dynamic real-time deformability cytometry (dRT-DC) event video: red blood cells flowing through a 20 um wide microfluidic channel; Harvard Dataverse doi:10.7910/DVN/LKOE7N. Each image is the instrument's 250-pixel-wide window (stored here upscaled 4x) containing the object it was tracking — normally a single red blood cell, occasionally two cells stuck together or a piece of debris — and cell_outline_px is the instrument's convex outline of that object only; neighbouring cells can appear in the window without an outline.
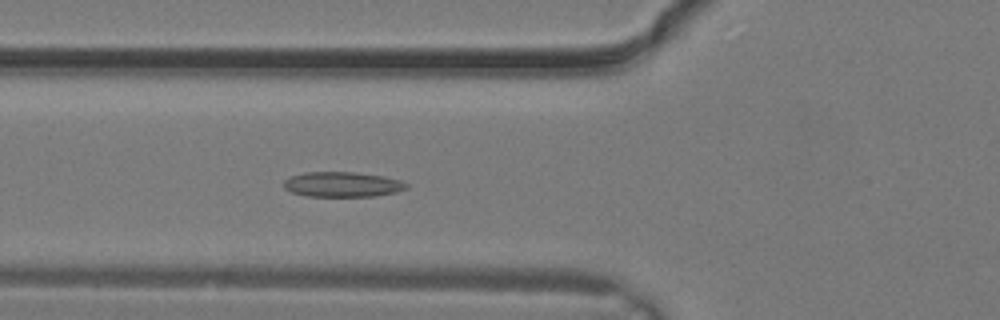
{"species": "common noctule bat (a hibernating species)", "species_latin": "Nyctalus noctula", "temperature_condition": "warm", "stored_images_in_passage": 21, "camera_frame_rate_fps": 3000, "um_per_image_px": 0.085, "animal": {"sex": "male", "body_mass_g": 19.2, "forearm_length_mm": 51.8}, "frame": {"image": 1, "passage_image": 12, "time_ms": 3.667, "image_size_px": [1000, 320], "cell_outline_px": [[408, 188], [396, 192], [376, 196], [308, 196], [292, 192], [284, 188], [284, 180], [292, 176], [304, 172], [356, 172], [380, 176], [400, 180], [408, 184]], "centroid_in_image_um": [29.11, 15.67], "position_along_channel_um": 96.7, "area_um2": 17.8}}
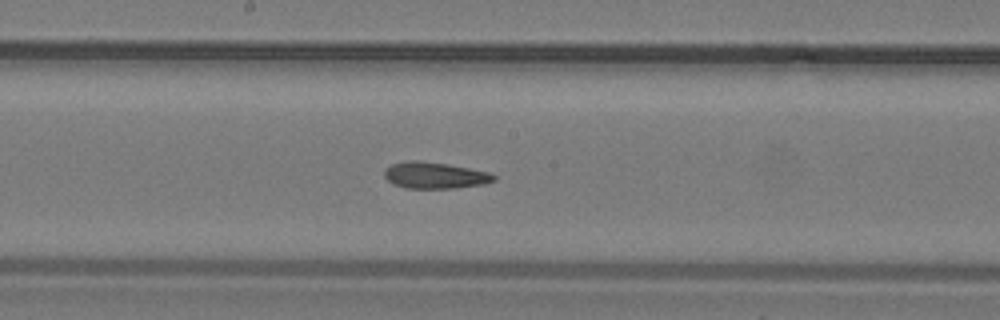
{"frame": {"image": 2, "passage_image": 17, "time_ms": 5.333, "image_size_px": [1000, 320], "cell_outline_px": [[496, 180], [484, 184], [452, 188], [404, 188], [392, 184], [384, 176], [384, 168], [392, 164], [408, 160], [420, 160], [448, 164], [488, 172], [496, 176]], "centroid_in_image_um": [36.92, 14.9], "position_along_channel_um": 211.3, "area_um2": 16.94}}
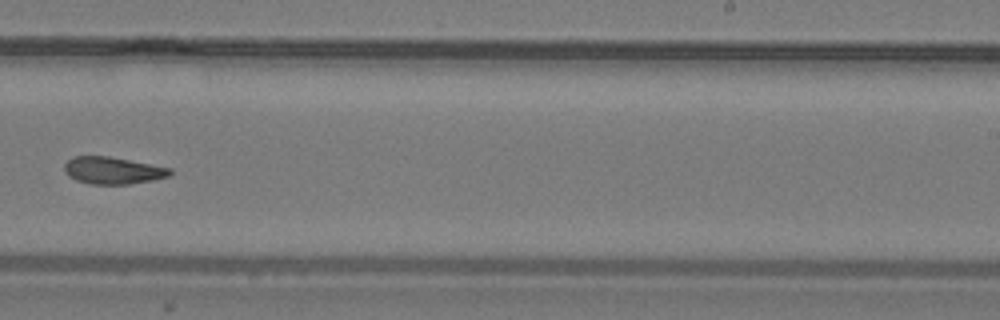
{"frame": {"image": 3, "passage_image": 20, "time_ms": 6.333, "image_size_px": [1000, 320], "cell_outline_px": [[172, 176], [152, 180], [128, 184], [92, 184], [76, 180], [68, 176], [64, 172], [64, 164], [72, 156], [108, 156], [172, 168]], "centroid_in_image_um": [9.59, 14.49], "position_along_channel_um": 279.4, "area_um2": 16.76}}